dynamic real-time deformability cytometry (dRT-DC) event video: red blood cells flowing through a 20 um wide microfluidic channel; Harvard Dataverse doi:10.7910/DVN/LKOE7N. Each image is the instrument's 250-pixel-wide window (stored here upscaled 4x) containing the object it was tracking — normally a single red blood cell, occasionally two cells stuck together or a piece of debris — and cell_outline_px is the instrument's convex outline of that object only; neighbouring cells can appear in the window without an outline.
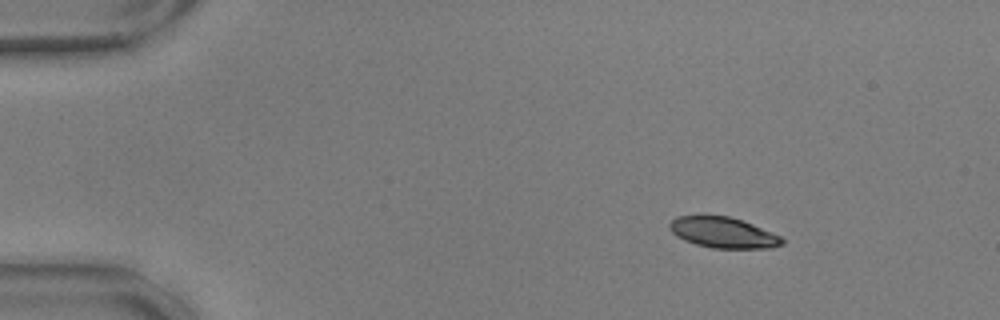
{"species": "common noctule bat (a hibernating species)", "species_latin": "Nyctalus noctula", "temperature_condition": "warm", "stored_images_in_passage": 50, "camera_frame_rate_fps": 3000, "um_per_image_px": 0.085, "animal": {"sex": "male", "body_mass_g": 17.9, "forearm_length_mm": 54.2}, "frame": {"image": 1, "passage_image": 1, "time_ms": 0.0, "image_size_px": [1000, 320], "cell_outline_px": [[784, 244], [772, 248], [712, 248], [696, 244], [684, 240], [676, 236], [668, 228], [668, 224], [676, 216], [728, 216], [752, 224], [780, 236], [784, 240]], "centroid_in_image_um": [61.45, 19.78], "position_along_channel_um": 23.6, "area_um2": 20.0}}
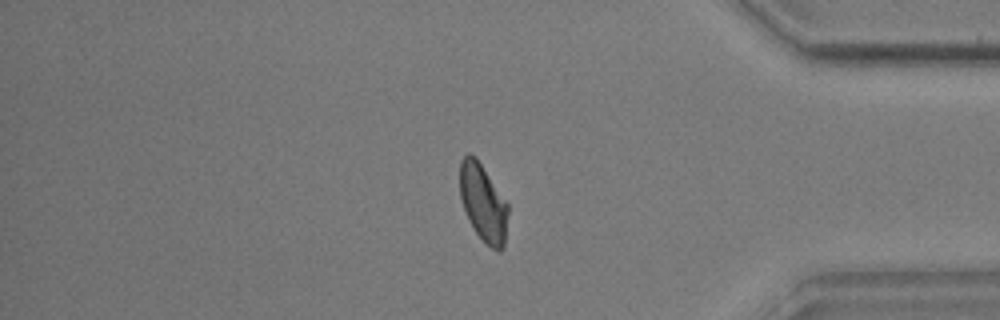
{"frame": {"image": 2, "passage_image": 41, "time_ms": 13.333, "image_size_px": [1000, 320], "cell_outline_px": [[508, 212], [504, 248], [500, 252], [492, 248], [472, 228], [468, 220], [460, 196], [460, 160], [468, 152], [476, 156], [508, 204]], "centroid_in_image_um": [41.06, 17.22], "position_along_channel_um": 394.1, "area_um2": 21.68}}
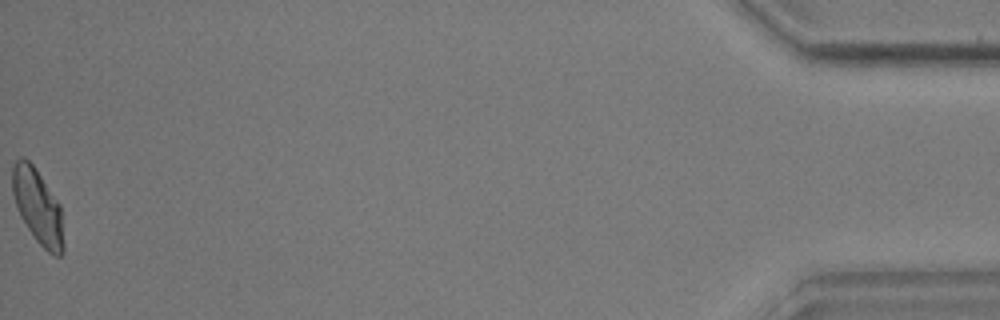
{"frame": {"image": 3, "passage_image": 50, "time_ms": 16.333, "image_size_px": [1000, 320], "cell_outline_px": [[64, 252], [60, 256], [52, 256], [36, 240], [20, 216], [12, 192], [12, 168], [16, 160], [20, 156], [24, 156], [32, 164], [60, 204], [64, 244]], "centroid_in_image_um": [3.21, 17.57], "position_along_channel_um": 432.0, "area_um2": 22.2}, "authors_computed_cell_mechanics": {"area_um2": 22.0796, "velocity_mm_per_s": 3.5793, "shape_relaxation_time_tau1_ms": 3.5452, "shape_relaxation_time_tau2_ms": 1.5077, "deformation_change_tau1": 0.151, "deformation_change_tau2": 0.0573}}